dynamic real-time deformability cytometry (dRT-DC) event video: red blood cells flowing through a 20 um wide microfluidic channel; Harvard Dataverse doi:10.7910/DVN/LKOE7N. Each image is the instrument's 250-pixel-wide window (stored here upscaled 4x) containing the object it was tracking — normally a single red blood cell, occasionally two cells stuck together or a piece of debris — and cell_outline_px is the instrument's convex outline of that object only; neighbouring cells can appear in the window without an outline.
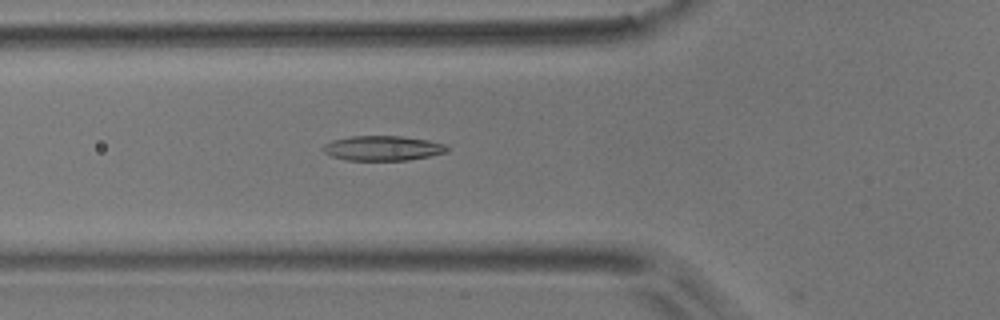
{"species": "common noctule bat (a hibernating species)", "species_latin": "Nyctalus noctula", "temperature_condition": "room temperature", "stored_images_in_passage": 43, "camera_frame_rate_fps": 3000, "um_per_image_px": 0.085, "animal": {"sex": "male", "body_mass_g": 17.9}, "frame": {"image": 1, "passage_image": 8, "time_ms": 2.333, "image_size_px": [1000, 320], "cell_outline_px": [[448, 152], [408, 160], [348, 160], [332, 156], [324, 152], [320, 148], [324, 144], [332, 140], [352, 136], [400, 136], [428, 140], [444, 144], [448, 148]], "centroid_in_image_um": [32.51, 12.59], "position_along_channel_um": 93.3, "area_um2": 17.86}}
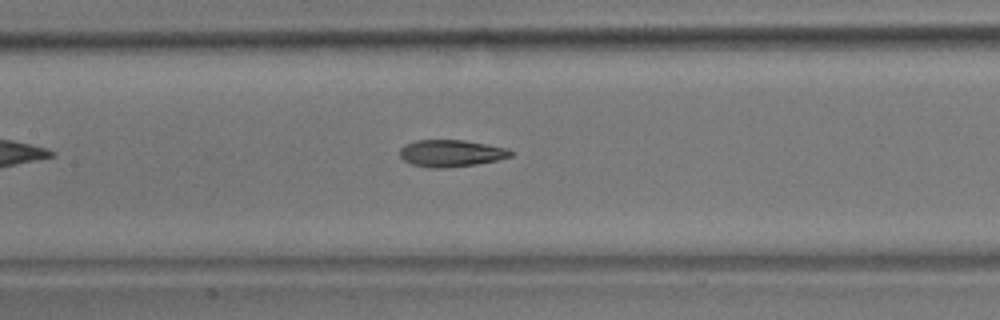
{"frame": {"image": 2, "passage_image": 14, "time_ms": 4.333, "image_size_px": [1000, 320], "cell_outline_px": [[516, 152], [512, 156], [496, 160], [476, 164], [444, 168], [432, 168], [412, 164], [404, 160], [400, 156], [400, 148], [404, 144], [416, 140], [464, 140], [504, 148]], "centroid_in_image_um": [38.32, 13.02], "position_along_channel_um": 169.1, "area_um2": 17.28}}
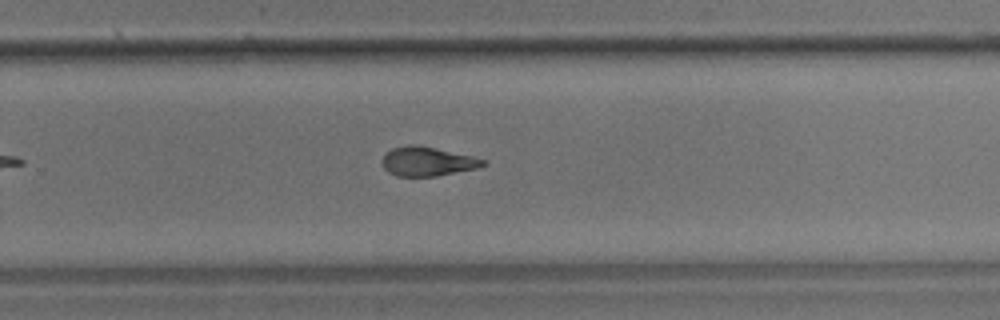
{"frame": {"image": 3, "passage_image": 24, "time_ms": 7.667, "image_size_px": [1000, 320], "cell_outline_px": [[488, 164], [476, 168], [436, 176], [396, 176], [388, 172], [384, 168], [380, 160], [392, 148], [408, 144], [412, 144], [472, 156], [484, 160]], "centroid_in_image_um": [36.28, 13.73], "position_along_channel_um": 293.5, "area_um2": 16.88}, "authors_computed_cell_mechanics": {"area_um2": 17.5712, "velocity_mm_per_s": 3.7486, "shape_relaxation_time_tau1_ms": 9.9224, "shape_relaxation_time_tau2_ms": 2.4241, "deformation_change_tau1": 0.2479, "deformation_change_tau2": 0.0948}}